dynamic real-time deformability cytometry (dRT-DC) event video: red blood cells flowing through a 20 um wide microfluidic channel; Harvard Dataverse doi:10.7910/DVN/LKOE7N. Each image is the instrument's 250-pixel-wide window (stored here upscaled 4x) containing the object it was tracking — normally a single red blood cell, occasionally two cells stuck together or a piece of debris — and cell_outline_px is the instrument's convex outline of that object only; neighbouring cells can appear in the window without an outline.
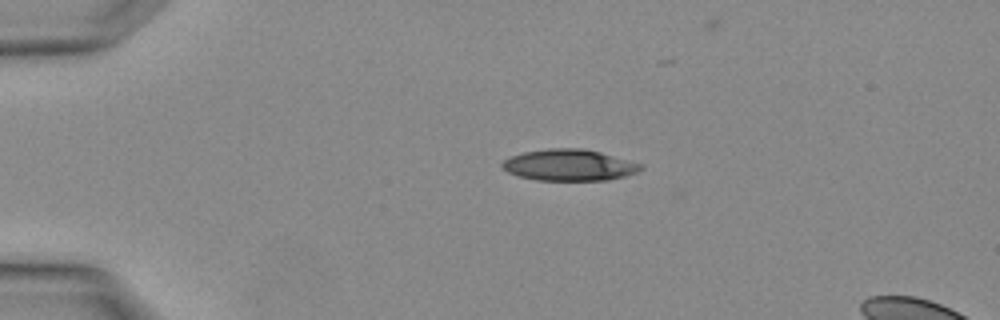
{"species": "Egyptian fruit bat (a non-hibernating species)", "species_latin": "Rousettus aegyptiacus", "temperature_condition": "warm", "stored_images_in_passage": 2, "camera_frame_rate_fps": 3000, "um_per_image_px": 0.085, "animal": {"sex": "female"}, "frame": {"image": 1, "passage_image": 1, "time_ms": 0.0, "image_size_px": [1000, 320], "cell_outline_px": [[644, 168], [636, 172], [624, 176], [608, 180], [536, 180], [520, 176], [508, 172], [500, 164], [504, 160], [512, 156], [524, 152], [548, 148], [580, 148], [600, 152], [644, 164]], "centroid_in_image_um": [48.41, 14.03], "position_along_channel_um": 36.6, "area_um2": 25.2}}
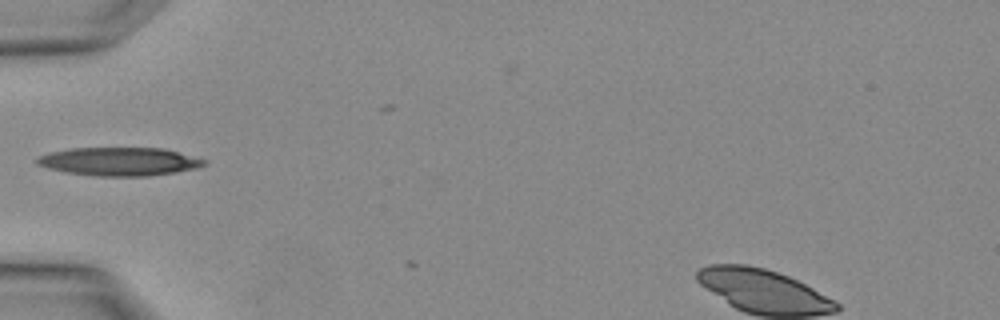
{"frame": {"image": 2, "passage_image": 2, "time_ms": 0.333, "image_size_px": [1000, 320], "cell_outline_px": [[208, 160], [204, 164], [196, 168], [176, 172], [148, 176], [92, 176], [64, 172], [48, 168], [36, 164], [36, 160], [40, 156], [48, 152], [68, 148], [164, 148]], "centroid_in_image_um": [10.12, 13.73], "position_along_channel_um": 74.9, "area_um2": 27.74}}